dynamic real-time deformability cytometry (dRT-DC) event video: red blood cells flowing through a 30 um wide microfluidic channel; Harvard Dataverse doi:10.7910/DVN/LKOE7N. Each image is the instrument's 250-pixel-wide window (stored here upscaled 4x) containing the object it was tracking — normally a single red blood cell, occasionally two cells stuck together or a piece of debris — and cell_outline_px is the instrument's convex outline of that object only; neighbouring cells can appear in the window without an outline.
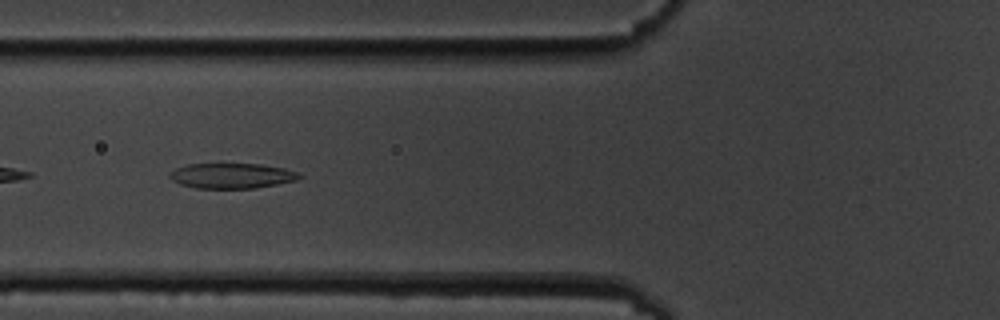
{"species": "common noctule bat (a hibernating species)", "species_latin": "Nyctalus noctula", "temperature_condition": "cold", "stored_images_in_passage": 8, "camera_frame_rate_fps": 3000, "um_per_image_px": 0.085, "animal": {"sex": "male", "body_mass_g": 19.5, "forearm_length_mm": 54.6}, "frame": {"image": 1, "passage_image": 6, "time_ms": 6.0, "image_size_px": [1000, 320], "cell_outline_px": [[304, 176], [296, 180], [256, 188], [196, 188], [180, 184], [172, 180], [168, 176], [176, 168], [188, 164], [260, 164], [284, 168], [296, 172]], "centroid_in_image_um": [19.7, 14.94], "position_along_channel_um": 106.1, "area_um2": 18.9}}
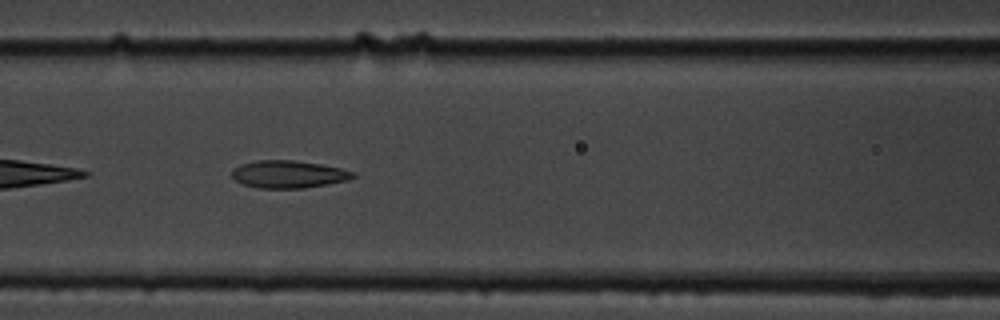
{"frame": {"image": 2, "passage_image": 7, "time_ms": 7.0, "image_size_px": [1000, 320], "cell_outline_px": [[356, 176], [348, 180], [304, 188], [256, 188], [244, 184], [236, 180], [232, 176], [232, 168], [240, 164], [256, 160], [296, 160], [320, 164], [340, 168], [356, 172]], "centroid_in_image_um": [24.51, 14.8], "position_along_channel_um": 142.1, "area_um2": 19.48}}